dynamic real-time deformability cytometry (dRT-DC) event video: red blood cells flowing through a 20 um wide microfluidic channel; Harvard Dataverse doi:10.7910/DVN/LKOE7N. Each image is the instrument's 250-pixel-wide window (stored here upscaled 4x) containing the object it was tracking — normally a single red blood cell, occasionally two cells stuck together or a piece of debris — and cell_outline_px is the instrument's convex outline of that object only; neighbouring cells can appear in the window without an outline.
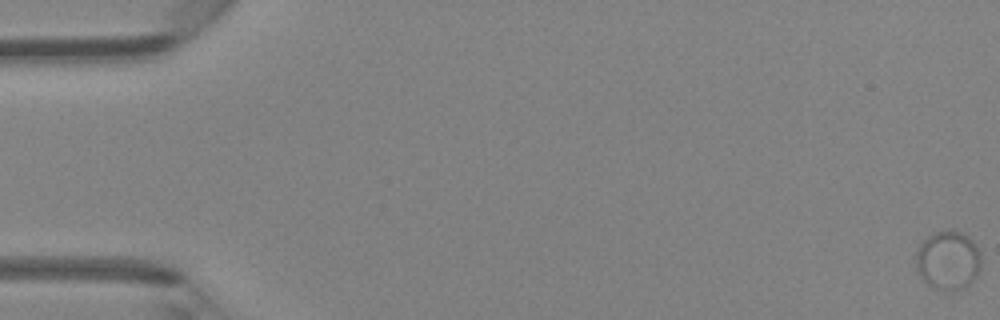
{"species": "Egyptian fruit bat (a non-hibernating species)", "species_latin": "Rousettus aegyptiacus", "temperature_condition": "room temperature", "stored_images_in_passage": 47, "camera_frame_rate_fps": 3000, "um_per_image_px": 0.085, "animal": {"sex": "female"}, "frame": {"image": 1, "passage_image": 1, "time_ms": 0.0, "image_size_px": [1000, 320], "cell_outline_px": [[980, 272], [964, 288], [948, 292], [936, 288], [928, 284], [920, 276], [916, 268], [916, 252], [920, 244], [932, 232], [952, 228], [968, 236], [976, 244], [980, 252]], "centroid_in_image_um": [80.59, 22.1], "position_along_channel_um": 4.4, "area_um2": 22.72}}
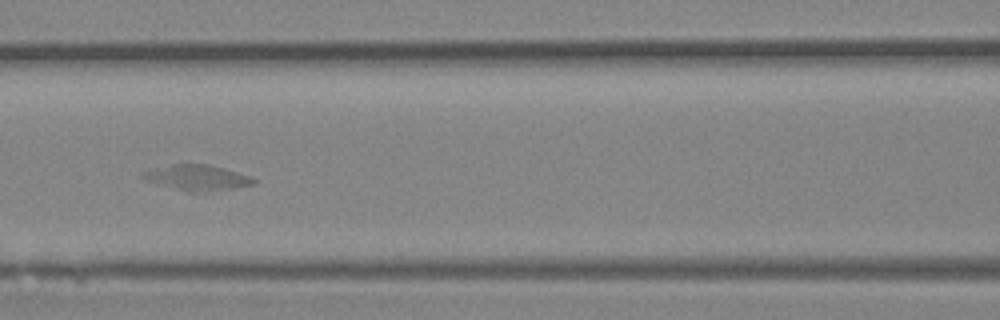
{"frame": {"image": 2, "passage_image": 22, "time_ms": 7.0, "image_size_px": [1000, 320], "cell_outline_px": [[256, 184], [232, 188], [196, 192], [188, 192], [148, 180], [140, 176], [140, 172], [172, 164], [208, 164], [224, 168], [248, 176], [256, 180]], "centroid_in_image_um": [16.76, 15.09], "position_along_channel_um": 149.8, "area_um2": 16.01}}
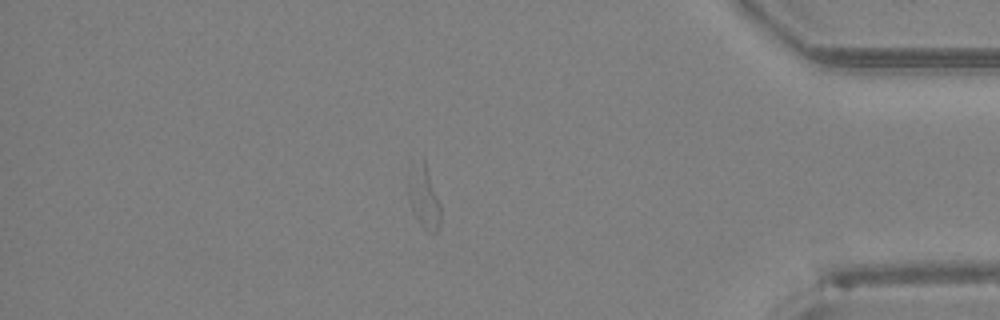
{"frame": {"image": 3, "passage_image": 41, "time_ms": 13.333, "image_size_px": [1000, 320], "cell_outline_px": [[440, 224], [436, 232], [428, 232], [424, 228], [416, 216], [412, 208], [408, 192], [408, 180], [424, 156], [440, 204]], "centroid_in_image_um": [36.08, 16.81], "position_along_channel_um": 399.1, "area_um2": 11.16}}